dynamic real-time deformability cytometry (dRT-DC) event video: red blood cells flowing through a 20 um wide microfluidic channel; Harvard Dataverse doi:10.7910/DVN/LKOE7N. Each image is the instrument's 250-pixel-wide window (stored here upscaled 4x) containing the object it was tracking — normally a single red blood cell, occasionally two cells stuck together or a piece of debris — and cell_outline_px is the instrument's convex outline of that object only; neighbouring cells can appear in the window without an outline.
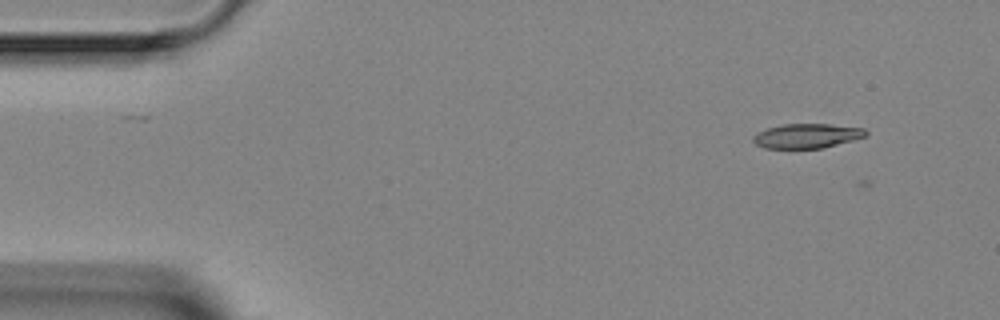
{"species": "Egyptian fruit bat (a non-hibernating species)", "species_latin": "Rousettus aegyptiacus", "temperature_condition": "room temperature", "stored_images_in_passage": 4, "segment_of_instrument_passage": [2, 2], "camera_frame_rate_fps": 3000, "um_per_image_px": 0.085, "animal": {"sex": "female"}, "frame": {"image": 1, "passage_image": 4, "time_ms": 4.333, "image_size_px": [1000, 320], "cell_outline_px": [[868, 136], [824, 148], [764, 148], [756, 144], [752, 140], [752, 136], [756, 132], [768, 128], [784, 124], [828, 124], [864, 128], [868, 132]], "centroid_in_image_um": [68.6, 11.55], "position_along_channel_um": 16.4, "area_um2": 16.18}}